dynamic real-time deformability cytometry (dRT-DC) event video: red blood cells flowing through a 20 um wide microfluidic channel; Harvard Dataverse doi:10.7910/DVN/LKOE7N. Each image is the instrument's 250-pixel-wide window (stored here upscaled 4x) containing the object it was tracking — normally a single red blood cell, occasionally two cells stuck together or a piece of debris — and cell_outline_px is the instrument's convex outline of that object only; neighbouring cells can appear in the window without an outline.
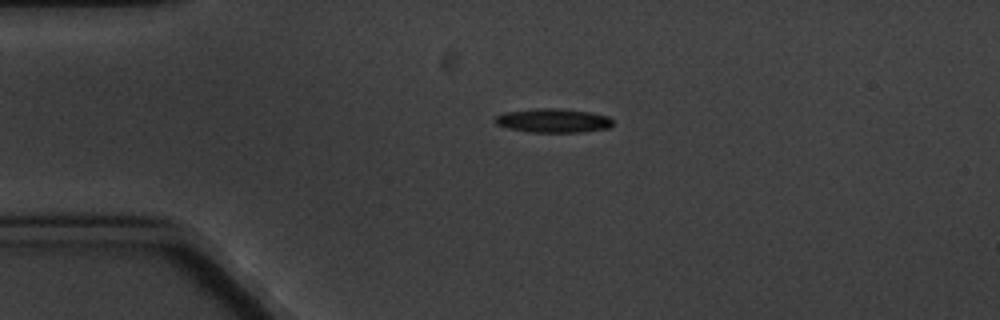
{"species": "common noctule bat (a hibernating species)", "species_latin": "Nyctalus noctula", "temperature_condition": "cold", "stored_images_in_passage": 4, "camera_frame_rate_fps": 3000, "um_per_image_px": 0.085, "animal": {"sex": "male", "body_mass_g": 20.1, "forearm_length_mm": 53.5}, "frame": {"image": 1, "passage_image": 3, "time_ms": 2.0, "image_size_px": [1000, 320], "cell_outline_px": [[612, 124], [608, 128], [584, 132], [532, 132], [508, 128], [496, 124], [492, 120], [496, 116], [504, 112], [540, 108], [556, 108], [588, 112], [608, 116], [612, 120]], "centroid_in_image_um": [46.99, 10.25], "position_along_channel_um": 38.0, "area_um2": 16.36}}